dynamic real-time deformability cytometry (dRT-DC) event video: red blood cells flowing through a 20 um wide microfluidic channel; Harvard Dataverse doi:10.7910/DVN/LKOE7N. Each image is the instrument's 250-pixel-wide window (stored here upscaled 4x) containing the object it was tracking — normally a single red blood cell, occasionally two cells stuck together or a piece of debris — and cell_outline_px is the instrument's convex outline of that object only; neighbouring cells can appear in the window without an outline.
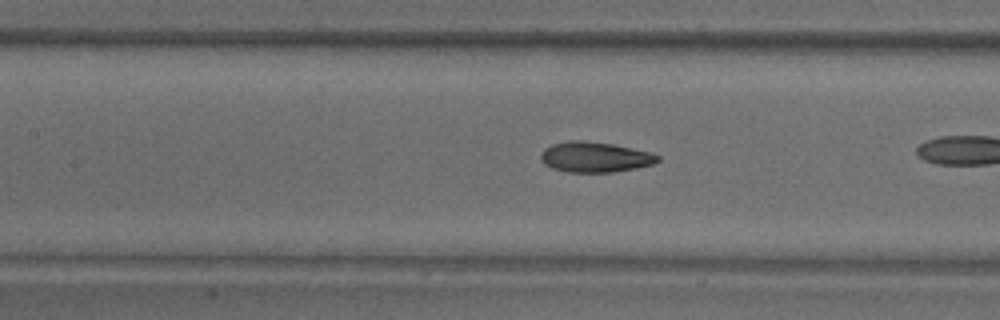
{"species": "common noctule bat (a hibernating species)", "species_latin": "Nyctalus noctula", "temperature_condition": "warm", "stored_images_in_passage": 51, "camera_frame_rate_fps": 3000, "um_per_image_px": 0.085, "animal": {"sex": "male", "body_mass_g": 18.8}, "frame": {"image": 1, "passage_image": 30, "time_ms": 9.667, "image_size_px": [1000, 320], "cell_outline_px": [[660, 160], [652, 164], [636, 168], [612, 172], [568, 172], [552, 168], [544, 164], [540, 160], [540, 156], [544, 148], [552, 144], [568, 140], [584, 140], [612, 144], [652, 152], [660, 156]], "centroid_in_image_um": [50.56, 13.34], "position_along_channel_um": 156.8, "area_um2": 20.81}}